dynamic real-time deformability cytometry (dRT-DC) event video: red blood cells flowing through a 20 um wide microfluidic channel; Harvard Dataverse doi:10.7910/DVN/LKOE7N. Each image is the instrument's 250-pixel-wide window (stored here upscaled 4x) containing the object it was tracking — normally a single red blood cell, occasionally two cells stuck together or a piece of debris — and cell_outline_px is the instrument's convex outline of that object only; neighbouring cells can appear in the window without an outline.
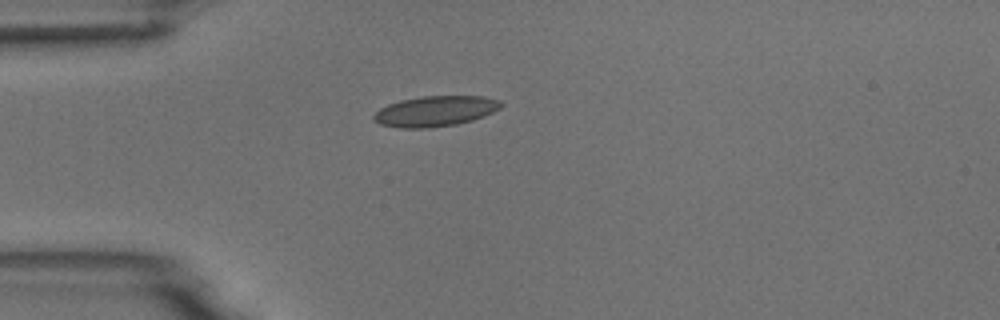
{"species": "common noctule bat (a hibernating species)", "species_latin": "Nyctalus noctula", "temperature_condition": "room temperature", "stored_images_in_passage": 1, "camera_frame_rate_fps": 3000, "um_per_image_px": 0.085, "animal": {"sex": "male", "body_mass_g": 18.8}, "frame": {"image": 1, "passage_image": 1, "time_ms": 0.0, "image_size_px": [1000, 320], "cell_outline_px": [[504, 104], [500, 108], [484, 116], [472, 120], [456, 124], [428, 128], [400, 128], [380, 124], [372, 120], [372, 116], [380, 108], [388, 104], [400, 100], [424, 96], [484, 96], [500, 100]], "centroid_in_image_um": [36.99, 9.45], "position_along_channel_um": 48.0, "area_um2": 22.66}}